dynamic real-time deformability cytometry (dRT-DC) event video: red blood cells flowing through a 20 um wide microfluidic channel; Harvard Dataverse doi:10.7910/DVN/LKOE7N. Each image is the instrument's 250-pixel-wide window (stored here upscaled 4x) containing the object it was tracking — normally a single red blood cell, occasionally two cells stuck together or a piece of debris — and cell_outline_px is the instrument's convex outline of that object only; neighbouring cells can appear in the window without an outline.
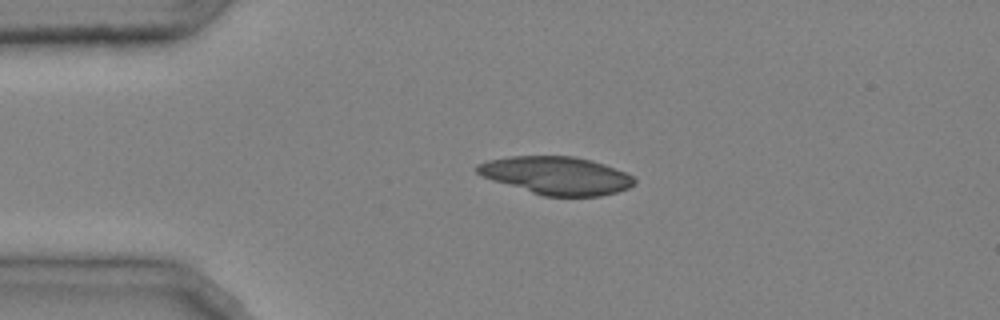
{"species": "common noctule bat (a hibernating species)", "species_latin": "Nyctalus noctula", "temperature_condition": "cold", "stored_images_in_passage": 37, "camera_frame_rate_fps": 3000, "um_per_image_px": 0.085, "animal": {"sex": "male", "body_mass_g": 20.4}, "frame": {"image": 1, "passage_image": 1, "time_ms": 0.0, "image_size_px": [1000, 320], "cell_outline_px": [[636, 184], [628, 188], [616, 192], [600, 196], [544, 196], [492, 180], [480, 176], [476, 172], [476, 164], [488, 160], [508, 156], [576, 156], [592, 160], [604, 164], [624, 172], [632, 176], [636, 180]], "centroid_in_image_um": [47.28, 14.91], "position_along_channel_um": 37.7, "area_um2": 34.74}}